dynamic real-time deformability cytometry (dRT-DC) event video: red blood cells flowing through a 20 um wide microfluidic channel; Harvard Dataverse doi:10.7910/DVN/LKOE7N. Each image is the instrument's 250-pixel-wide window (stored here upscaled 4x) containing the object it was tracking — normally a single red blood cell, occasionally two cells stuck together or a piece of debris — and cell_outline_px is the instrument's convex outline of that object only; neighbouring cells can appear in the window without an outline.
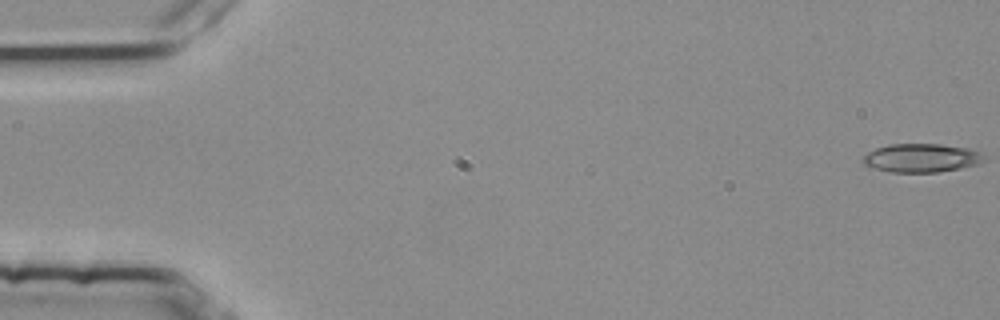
{"species": "common noctule bat (a hibernating species)", "species_latin": "Nyctalus noctula", "temperature_condition": "room temperature", "stored_images_in_passage": 4, "camera_frame_rate_fps": 3000, "um_per_image_px": 0.085, "animal": {"sex": "female", "body_mass_g": 25.1}, "frame": {"image": 1, "passage_image": 1, "time_ms": 0.0, "image_size_px": [1000, 320], "cell_outline_px": [[984, 160], [976, 164], [960, 168], [940, 172], [892, 172], [876, 168], [864, 164], [860, 160], [860, 156], [876, 148], [888, 144], [940, 144], [968, 148], [976, 152]], "centroid_in_image_um": [78.22, 13.42], "position_along_channel_um": 6.8, "area_um2": 19.94}}
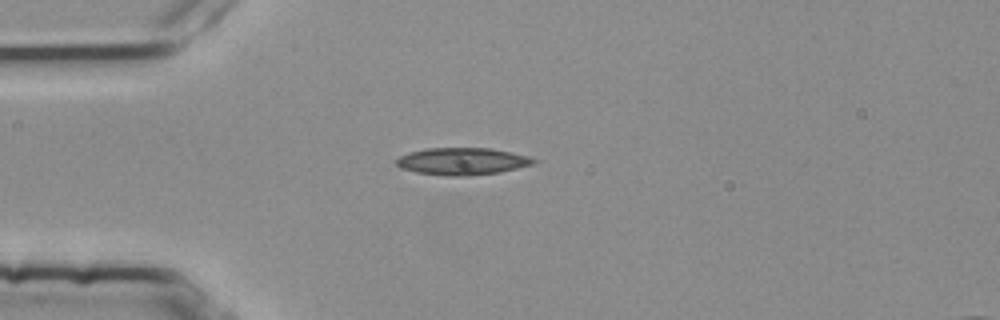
{"frame": {"image": 2, "passage_image": 4, "time_ms": 1.0, "image_size_px": [1000, 320], "cell_outline_px": [[536, 164], [500, 172], [468, 176], [448, 176], [416, 172], [400, 168], [396, 164], [396, 160], [400, 156], [408, 152], [428, 148], [492, 148], [512, 152], [528, 156], [536, 160]], "centroid_in_image_um": [39.31, 13.71], "position_along_channel_um": 45.7, "area_um2": 21.85}}